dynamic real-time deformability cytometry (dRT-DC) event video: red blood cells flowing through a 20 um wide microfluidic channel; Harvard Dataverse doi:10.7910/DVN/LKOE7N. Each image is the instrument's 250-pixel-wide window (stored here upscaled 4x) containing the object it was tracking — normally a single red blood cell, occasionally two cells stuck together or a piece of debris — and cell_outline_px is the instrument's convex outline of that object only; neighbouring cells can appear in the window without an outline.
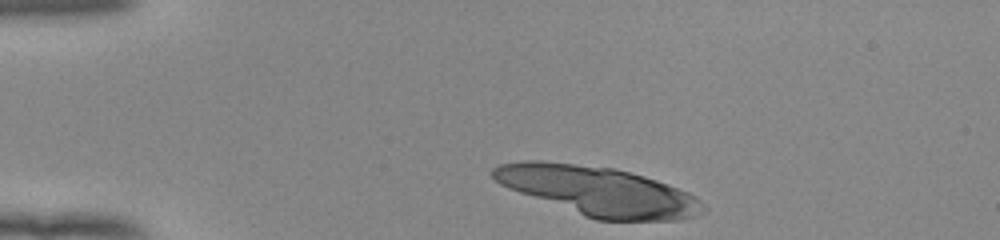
{"species": "human", "species_latin": "Homo sapiens", "temperature_condition": "room temperature", "stored_images_in_passage": 41, "camera_frame_rate_fps": 3000, "um_per_image_px": 0.085, "donor": {"sex": "female"}, "frame": {"image": 1, "passage_image": 1, "time_ms": 0.0, "image_size_px": [1000, 240], "cell_outline_px": [[708, 208], [704, 212], [680, 220], [596, 220], [584, 216], [508, 188], [500, 184], [492, 176], [492, 168], [500, 164], [524, 160], [540, 160], [612, 168], [644, 176], [668, 184], [688, 192], [696, 196]], "centroid_in_image_um": [50.87, 16.24], "position_along_channel_um": 34.1, "area_um2": 59.65}}
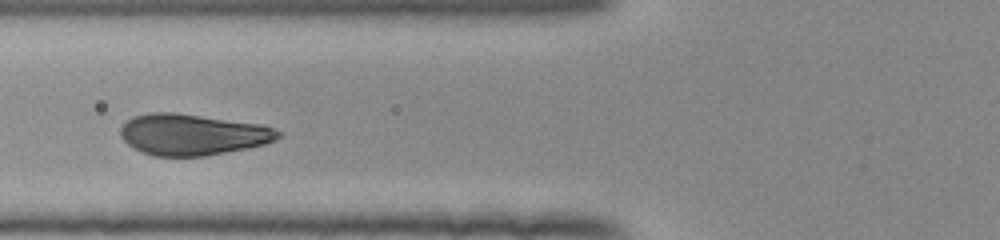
{"frame": {"image": 2, "passage_image": 12, "time_ms": 3.667, "image_size_px": [1000, 240], "cell_outline_px": [[284, 132], [276, 140], [264, 144], [248, 148], [204, 156], [152, 156], [128, 144], [120, 136], [120, 128], [132, 116], [148, 112], [176, 112], [260, 124]], "centroid_in_image_um": [16.36, 11.42], "position_along_channel_um": 109.4, "area_um2": 37.86}, "authors_computed_cell_mechanics": {"area_um2": 27.0504, "velocity_mm_per_s": 3.909, "shape_relaxation_time_tau1_ms": 6.9267, "shape_relaxation_time_tau2_ms": null, "deformation_change_tau1": 0.1921, "deformation_change_tau2": null}}